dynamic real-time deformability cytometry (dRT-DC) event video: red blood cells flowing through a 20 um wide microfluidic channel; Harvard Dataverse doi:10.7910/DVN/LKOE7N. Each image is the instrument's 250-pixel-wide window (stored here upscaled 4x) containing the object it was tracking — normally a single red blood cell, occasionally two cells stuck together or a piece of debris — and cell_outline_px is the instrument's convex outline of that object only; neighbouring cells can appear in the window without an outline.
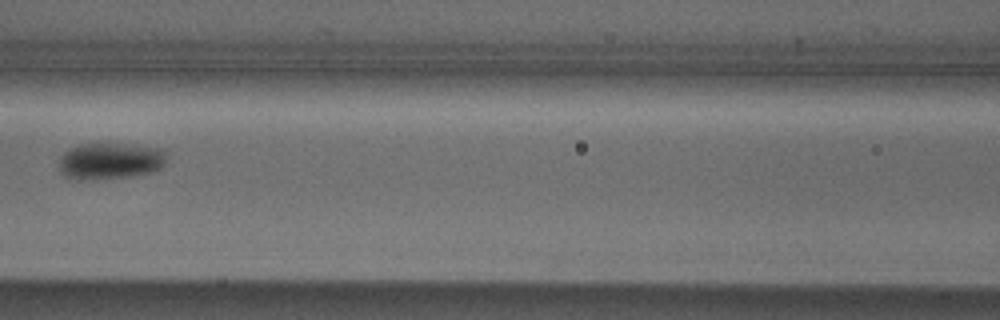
{"species": "Egyptian fruit bat (a non-hibernating species)", "species_latin": "Rousettus aegyptiacus", "temperature_condition": "cold", "stored_images_in_passage": 4, "camera_frame_rate_fps": 3000, "um_per_image_px": 0.085, "animal": {"sex": "male"}, "frame": {"image": 1, "passage_image": 3, "time_ms": 2.333, "image_size_px": [1000, 320], "cell_outline_px": [[168, 156], [164, 164], [160, 168], [152, 172], [132, 176], [88, 180], [76, 180], [64, 176], [60, 168], [60, 160], [64, 152], [80, 144], [140, 144], [160, 148]], "centroid_in_image_um": [9.4, 13.68], "position_along_channel_um": 157.2, "area_um2": 23.06}}
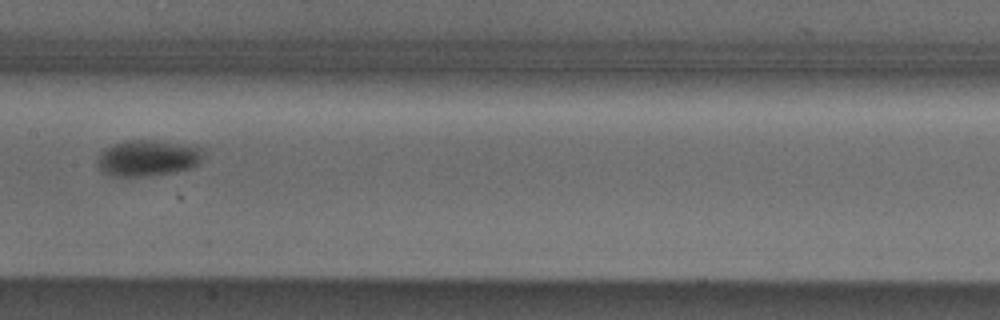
{"frame": {"image": 2, "passage_image": 4, "time_ms": 3.333, "image_size_px": [1000, 320], "cell_outline_px": [[204, 156], [192, 168], [176, 172], [148, 176], [116, 176], [104, 172], [100, 168], [100, 152], [104, 148], [112, 144], [128, 140], [152, 140], [204, 148]], "centroid_in_image_um": [12.6, 13.43], "position_along_channel_um": 194.8, "area_um2": 22.02}}